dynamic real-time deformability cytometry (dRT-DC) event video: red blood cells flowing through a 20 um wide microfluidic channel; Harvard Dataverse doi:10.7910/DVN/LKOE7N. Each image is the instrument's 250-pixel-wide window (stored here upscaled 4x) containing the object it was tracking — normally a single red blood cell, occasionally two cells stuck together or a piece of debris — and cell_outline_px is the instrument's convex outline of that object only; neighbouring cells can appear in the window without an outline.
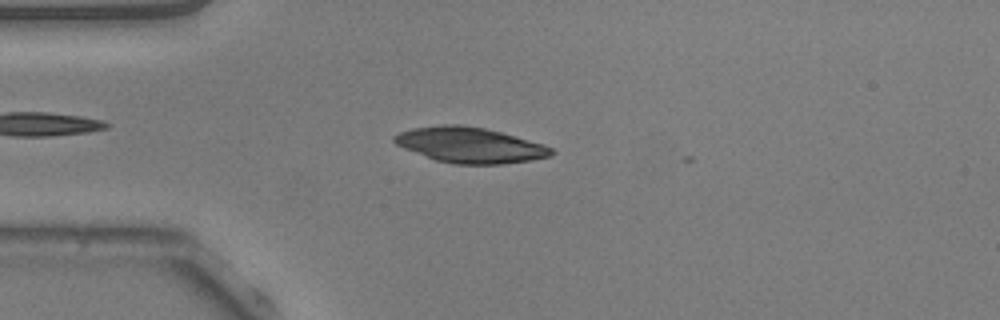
{"species": "common noctule bat (a hibernating species)", "species_latin": "Nyctalus noctula", "temperature_condition": "warm", "stored_images_in_passage": 9, "camera_frame_rate_fps": 3000, "um_per_image_px": 0.085, "animal": {"sex": "male", "body_mass_g": 20.5, "forearm_length_mm": 52.5}, "frame": {"image": 1, "passage_image": 8, "time_ms": 2.333, "image_size_px": [1000, 320], "cell_outline_px": [[556, 152], [552, 156], [532, 160], [500, 164], [456, 164], [436, 160], [404, 148], [396, 144], [392, 140], [392, 136], [400, 132], [412, 128], [440, 124], [460, 124], [484, 128], [500, 132], [544, 144], [552, 148]], "centroid_in_image_um": [39.95, 12.32], "position_along_channel_um": 45.0, "area_um2": 32.48}}